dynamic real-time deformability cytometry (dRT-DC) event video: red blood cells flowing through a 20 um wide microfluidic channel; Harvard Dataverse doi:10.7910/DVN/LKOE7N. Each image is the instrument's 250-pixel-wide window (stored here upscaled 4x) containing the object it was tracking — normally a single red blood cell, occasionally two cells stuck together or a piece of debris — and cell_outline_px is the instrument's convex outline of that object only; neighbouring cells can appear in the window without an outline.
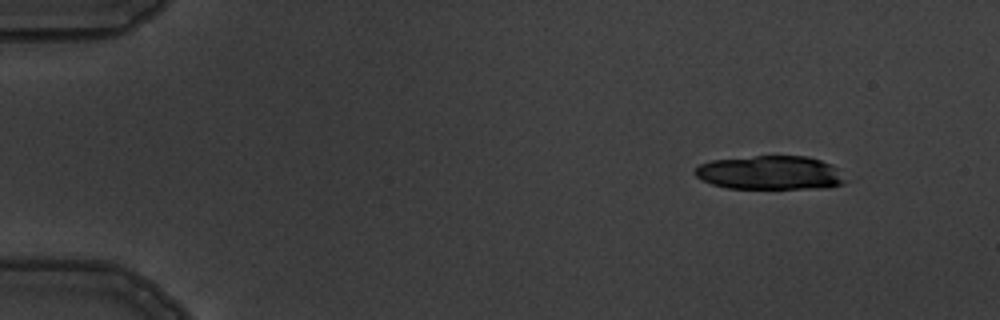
{"species": "common noctule bat (a hibernating species)", "species_latin": "Nyctalus noctula", "temperature_condition": "warm", "stored_images_in_passage": 6, "camera_frame_rate_fps": 3000, "um_per_image_px": 0.085, "animal": {"sex": "male", "body_mass_g": 19.5, "forearm_length_mm": 54.6}, "frame": {"image": 1, "passage_image": 1, "time_ms": 0.0, "image_size_px": [1000, 320], "cell_outline_px": [[852, 180], [844, 184], [828, 188], [728, 188], [712, 184], [696, 176], [692, 172], [700, 164], [712, 160], [756, 156], [808, 156], [832, 164]], "centroid_in_image_um": [65.57, 14.69], "position_along_channel_um": 19.4, "area_um2": 30.0}}
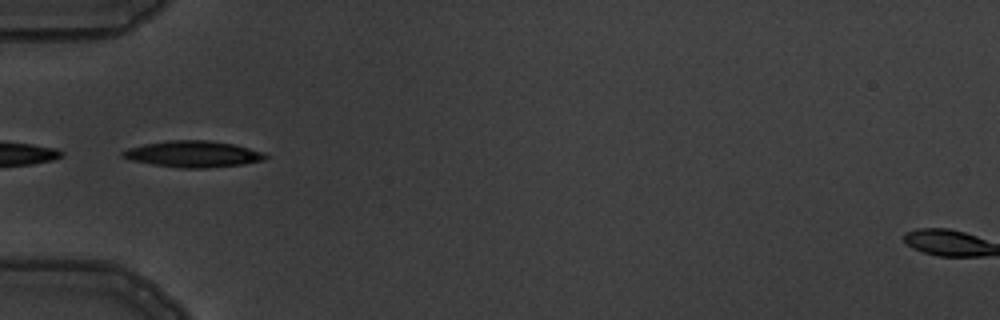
{"frame": {"image": 2, "passage_image": 5, "time_ms": 4.333, "image_size_px": [1000, 320], "cell_outline_px": [[268, 156], [264, 160], [244, 164], [208, 168], [184, 168], [152, 164], [132, 160], [120, 156], [120, 152], [128, 148], [144, 144], [168, 140], [208, 140], [232, 144], [264, 152]], "centroid_in_image_um": [16.4, 13.09], "position_along_channel_um": 68.6, "area_um2": 21.85}}